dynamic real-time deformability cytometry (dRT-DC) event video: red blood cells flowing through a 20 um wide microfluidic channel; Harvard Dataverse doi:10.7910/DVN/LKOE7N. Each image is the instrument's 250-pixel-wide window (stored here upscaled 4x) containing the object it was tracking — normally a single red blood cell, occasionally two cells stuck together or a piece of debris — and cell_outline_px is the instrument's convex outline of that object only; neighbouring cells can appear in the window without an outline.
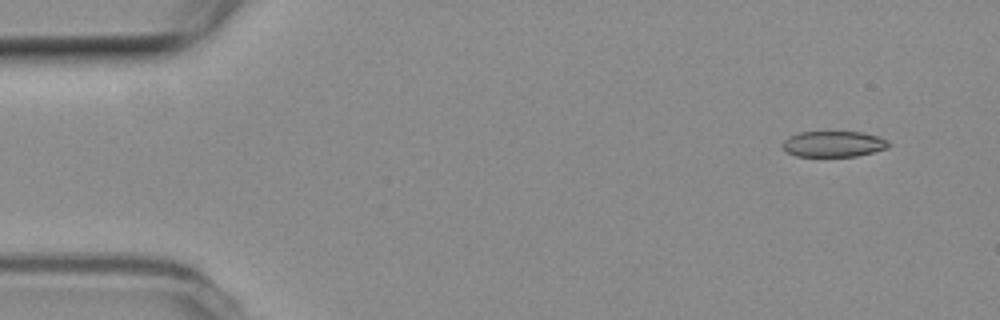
{"species": "common noctule bat (a hibernating species)", "species_latin": "Nyctalus noctula", "temperature_condition": "room temperature", "stored_images_in_passage": 51, "camera_frame_rate_fps": 3000, "um_per_image_px": 0.085, "animal": {"sex": "female", "body_mass_g": 19.3, "forearm_length_mm": 54.1}, "frame": {"image": 1, "passage_image": 1, "time_ms": 0.0, "image_size_px": [1000, 320], "cell_outline_px": [[892, 144], [888, 148], [856, 156], [796, 156], [788, 152], [780, 144], [788, 136], [800, 132], [864, 132], [888, 140]], "centroid_in_image_um": [70.86, 12.23], "position_along_channel_um": 14.1, "area_um2": 16.01}}
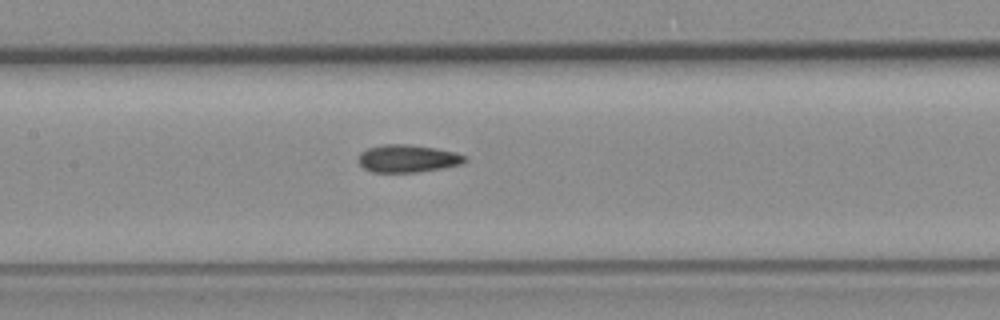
{"frame": {"image": 2, "passage_image": 22, "time_ms": 7.0, "image_size_px": [1000, 320], "cell_outline_px": [[468, 160], [460, 164], [440, 168], [416, 172], [372, 172], [364, 168], [360, 164], [360, 152], [368, 148], [384, 144], [408, 144], [436, 148], [456, 152], [468, 156]], "centroid_in_image_um": [34.68, 13.46], "position_along_channel_um": 172.7, "area_um2": 17.05}}
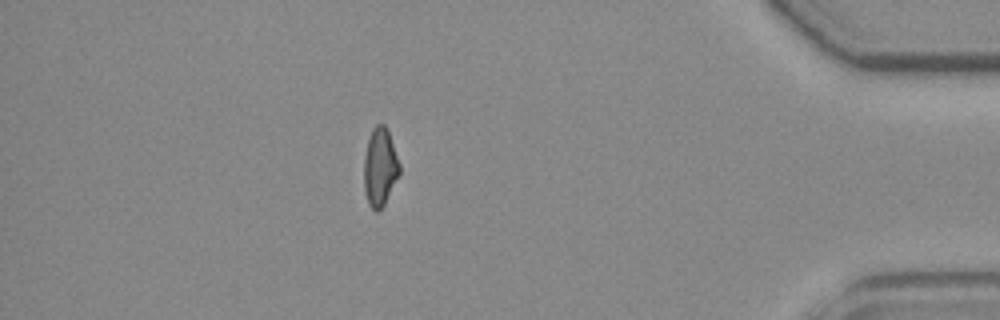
{"frame": {"image": 3, "passage_image": 44, "time_ms": 14.333, "image_size_px": [1000, 320], "cell_outline_px": [[400, 172], [384, 204], [376, 212], [368, 204], [364, 192], [364, 156], [368, 140], [372, 128], [376, 124], [384, 124], [388, 128], [400, 164]], "centroid_in_image_um": [32.29, 14.17], "position_along_channel_um": 402.9, "area_um2": 16.24}, "authors_computed_cell_mechanics": {"area_um2": 16.8198, "velocity_mm_per_s": 3.8035, "shape_relaxation_time_tau1_ms": null, "shape_relaxation_time_tau2_ms": 3.7604, "deformation_change_tau1": null, "deformation_change_tau2": 0.093}}